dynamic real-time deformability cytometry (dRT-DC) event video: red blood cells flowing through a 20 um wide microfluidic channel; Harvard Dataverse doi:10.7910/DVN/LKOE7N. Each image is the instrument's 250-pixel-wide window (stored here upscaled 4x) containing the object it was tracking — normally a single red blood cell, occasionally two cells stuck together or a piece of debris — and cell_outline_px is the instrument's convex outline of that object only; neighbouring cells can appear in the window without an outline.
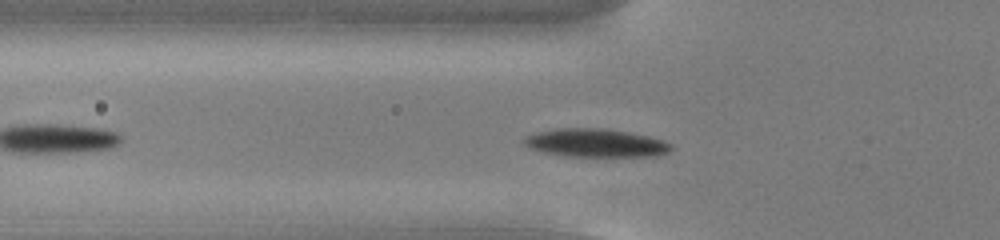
{"species": "common noctule bat (a hibernating species)", "species_latin": "Nyctalus noctula", "temperature_condition": "cold", "stored_images_in_passage": 38, "camera_frame_rate_fps": 3000, "um_per_image_px": 0.085, "animal": {"sex": "male", "body_mass_g": 13.0, "forearm_length_mm": 53.1}, "frame": {"image": 1, "passage_image": 8, "time_ms": 2.333, "image_size_px": [1000, 240], "cell_outline_px": [[672, 148], [668, 152], [656, 156], [564, 156], [544, 152], [528, 148], [520, 140], [524, 136], [536, 132], [556, 128], [600, 128], [628, 132], [648, 136], [672, 144]], "centroid_in_image_um": [50.55, 12.15], "position_along_channel_um": 75.2, "area_um2": 24.28}}
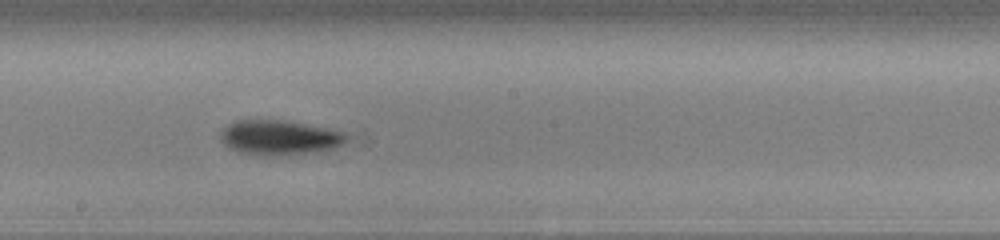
{"frame": {"image": 2, "passage_image": 20, "time_ms": 6.333, "image_size_px": [1000, 240], "cell_outline_px": [[348, 140], [344, 144], [336, 148], [320, 152], [272, 156], [260, 156], [236, 152], [228, 148], [220, 140], [220, 132], [228, 124], [236, 120], [284, 120], [328, 128], [344, 132], [348, 136]], "centroid_in_image_um": [23.76, 11.71], "position_along_channel_um": 224.4, "area_um2": 26.13}}
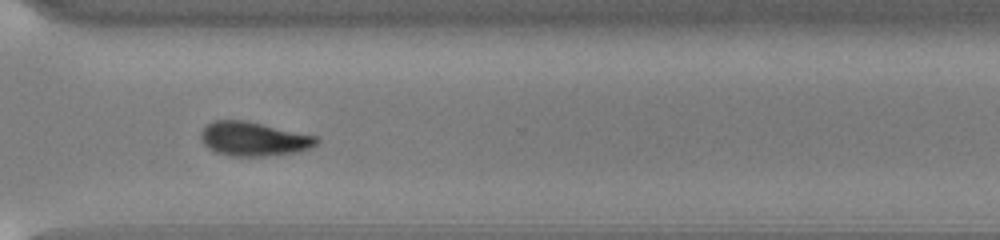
{"frame": {"image": 3, "passage_image": 30, "time_ms": 9.667, "image_size_px": [1000, 240], "cell_outline_px": [[320, 140], [312, 148], [296, 152], [268, 156], [232, 156], [216, 152], [208, 148], [204, 144], [200, 136], [200, 132], [212, 120], [244, 120], [320, 136]], "centroid_in_image_um": [21.6, 11.8], "position_along_channel_um": 349.0, "area_um2": 23.18}, "authors_computed_cell_mechanics": {"area_um2": 23.8714, "velocity_mm_per_s": 3.7367, "shape_relaxation_time_tau1_ms": 1.7567, "shape_relaxation_time_tau2_ms": null, "deformation_change_tau1": 0.1191, "deformation_change_tau2": null}}